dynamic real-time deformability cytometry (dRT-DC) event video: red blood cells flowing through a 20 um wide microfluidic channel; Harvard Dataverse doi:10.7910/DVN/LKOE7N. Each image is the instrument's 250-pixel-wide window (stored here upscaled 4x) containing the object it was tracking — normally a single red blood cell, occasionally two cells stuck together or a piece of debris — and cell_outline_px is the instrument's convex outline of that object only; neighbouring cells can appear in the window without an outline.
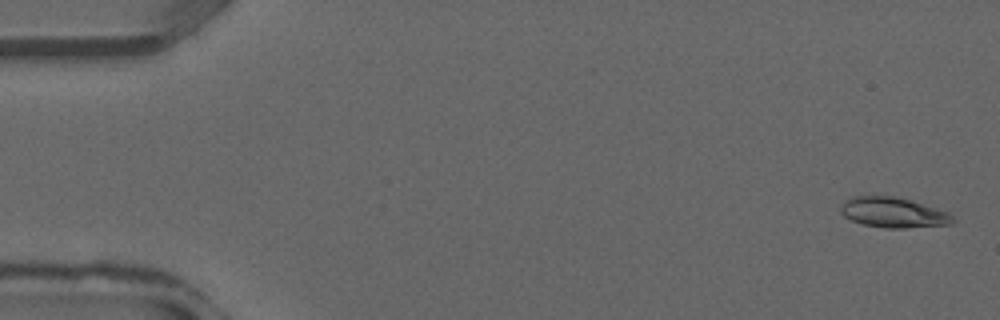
{"species": "common noctule bat (a hibernating species)", "species_latin": "Nyctalus noctula", "temperature_condition": "warm", "stored_images_in_passage": 36, "camera_frame_rate_fps": 3000, "um_per_image_px": 0.085, "animal": {"sex": "male", "forearm_length_mm": 52.5}, "frame": {"image": 1, "passage_image": 1, "time_ms": 0.0, "image_size_px": [1000, 320], "cell_outline_px": [[956, 220], [952, 224], [908, 228], [884, 228], [864, 224], [852, 220], [844, 216], [840, 212], [840, 204], [848, 196], [872, 192], [896, 196], [912, 200], [948, 212]], "centroid_in_image_um": [75.85, 18.0], "position_along_channel_um": 9.1, "area_um2": 20.69}}
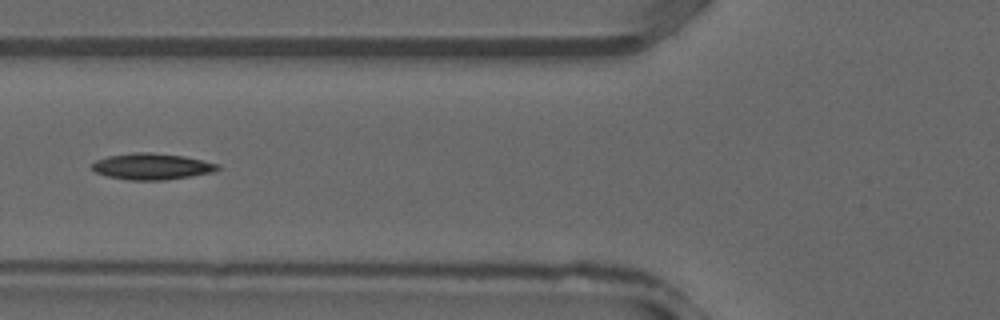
{"frame": {"image": 2, "passage_image": 14, "time_ms": 4.333, "image_size_px": [1000, 320], "cell_outline_px": [[220, 168], [216, 172], [192, 176], [164, 180], [132, 180], [108, 176], [96, 172], [92, 168], [92, 164], [96, 160], [108, 156], [132, 152], [152, 152], [184, 156], [220, 164]], "centroid_in_image_um": [12.95, 14.14], "position_along_channel_um": 112.8, "area_um2": 19.31}}
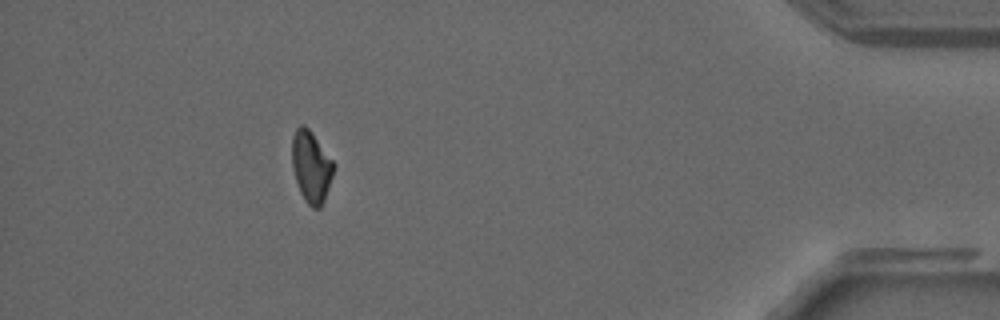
{"frame": {"image": 3, "passage_image": 33, "time_ms": 10.667, "image_size_px": [1000, 320], "cell_outline_px": [[336, 168], [324, 200], [320, 208], [312, 208], [304, 200], [300, 192], [292, 168], [292, 136], [296, 128], [300, 124], [304, 124], [312, 132], [336, 164]], "centroid_in_image_um": [26.46, 14.15], "position_along_channel_um": 408.7, "area_um2": 17.63}}